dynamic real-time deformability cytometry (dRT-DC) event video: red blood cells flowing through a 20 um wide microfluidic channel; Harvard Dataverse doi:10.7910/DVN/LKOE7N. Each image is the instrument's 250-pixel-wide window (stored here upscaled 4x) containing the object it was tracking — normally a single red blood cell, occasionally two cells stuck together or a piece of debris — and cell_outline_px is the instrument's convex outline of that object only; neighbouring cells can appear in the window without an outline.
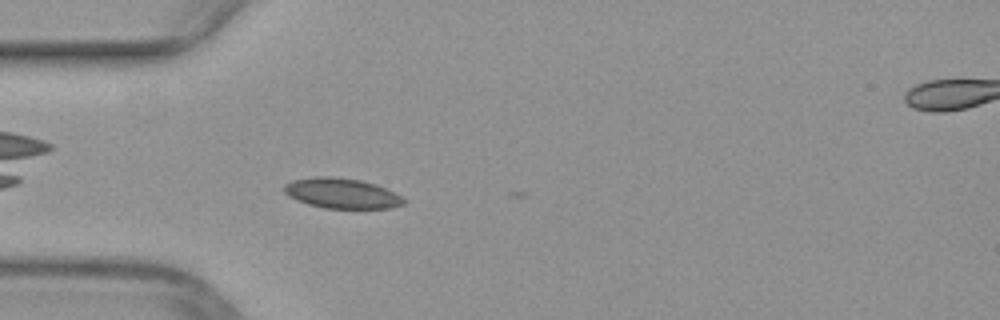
{"species": "common noctule bat (a hibernating species)", "species_latin": "Nyctalus noctula", "temperature_condition": "warm", "stored_images_in_passage": 4, "camera_frame_rate_fps": 3000, "um_per_image_px": 0.085, "animal": {"sex": "female", "body_mass_g": 29.2, "forearm_length_mm": 56.3}, "frame": {"image": 1, "passage_image": 2, "time_ms": 0.333, "image_size_px": [1000, 320], "cell_outline_px": [[408, 200], [404, 204], [392, 208], [324, 208], [308, 204], [296, 200], [288, 196], [284, 192], [284, 184], [292, 180], [316, 176], [332, 176], [360, 180], [376, 184], [396, 192]], "centroid_in_image_um": [29.08, 16.43], "position_along_channel_um": 55.9, "area_um2": 21.33}}